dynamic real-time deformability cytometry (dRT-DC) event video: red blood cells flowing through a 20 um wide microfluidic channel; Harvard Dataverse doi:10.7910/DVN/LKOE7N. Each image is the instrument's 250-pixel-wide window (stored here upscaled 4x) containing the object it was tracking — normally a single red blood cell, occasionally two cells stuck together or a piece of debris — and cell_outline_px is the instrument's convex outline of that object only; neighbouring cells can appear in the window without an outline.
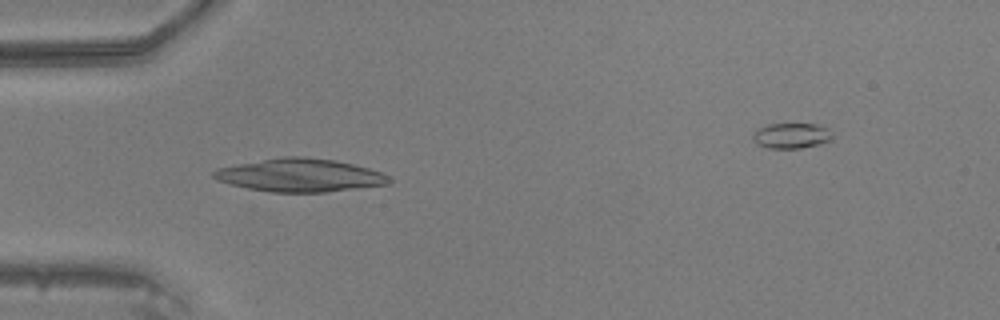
{"species": "common noctule bat (a hibernating species)", "species_latin": "Nyctalus noctula", "temperature_condition": "warm", "stored_images_in_passage": 45, "camera_frame_rate_fps": 3000, "um_per_image_px": 0.085, "animal": {"sex": "male", "body_mass_g": 20.5, "forearm_length_mm": 52.5}, "frame": {"image": 1, "passage_image": 14, "time_ms": 4.333, "image_size_px": [1000, 320], "cell_outline_px": [[392, 184], [328, 192], [268, 192], [248, 188], [232, 184], [220, 180], [212, 176], [212, 172], [216, 168], [236, 164], [284, 156], [304, 156], [336, 160], [368, 168], [380, 172], [388, 176], [392, 180]], "centroid_in_image_um": [25.53, 14.89], "position_along_channel_um": 59.5, "area_um2": 33.87}}
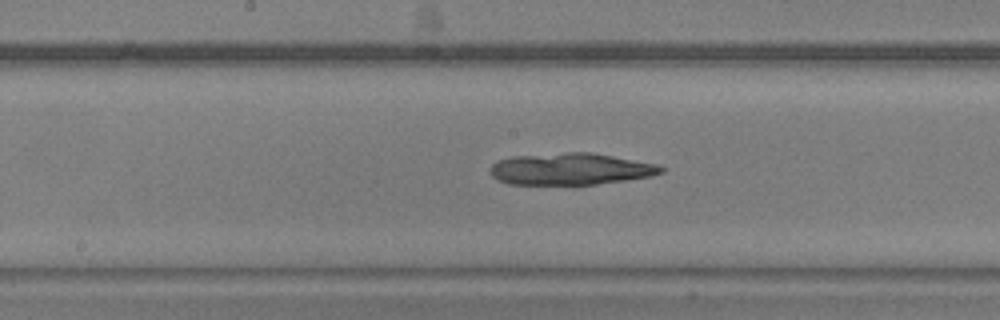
{"frame": {"image": 2, "passage_image": 24, "time_ms": 7.667, "image_size_px": [1000, 320], "cell_outline_px": [[664, 172], [648, 176], [624, 180], [596, 184], [508, 184], [492, 176], [488, 172], [492, 164], [496, 160], [512, 156], [568, 152], [592, 152], [656, 164], [664, 168]], "centroid_in_image_um": [48.44, 14.35], "position_along_channel_um": 199.8, "area_um2": 31.5}}
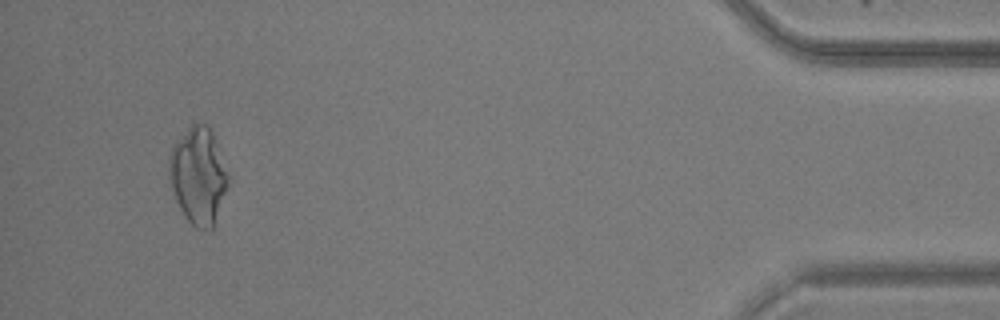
{"frame": {"image": 3, "passage_image": 44, "time_ms": 14.333, "image_size_px": [1000, 320], "cell_outline_px": [[228, 184], [216, 228], [196, 228], [184, 216], [176, 200], [168, 176], [168, 156], [172, 148], [192, 120], [204, 124], [212, 132], [216, 140], [228, 172]], "centroid_in_image_um": [16.86, 14.94], "position_along_channel_um": 418.3, "area_um2": 33.76}}